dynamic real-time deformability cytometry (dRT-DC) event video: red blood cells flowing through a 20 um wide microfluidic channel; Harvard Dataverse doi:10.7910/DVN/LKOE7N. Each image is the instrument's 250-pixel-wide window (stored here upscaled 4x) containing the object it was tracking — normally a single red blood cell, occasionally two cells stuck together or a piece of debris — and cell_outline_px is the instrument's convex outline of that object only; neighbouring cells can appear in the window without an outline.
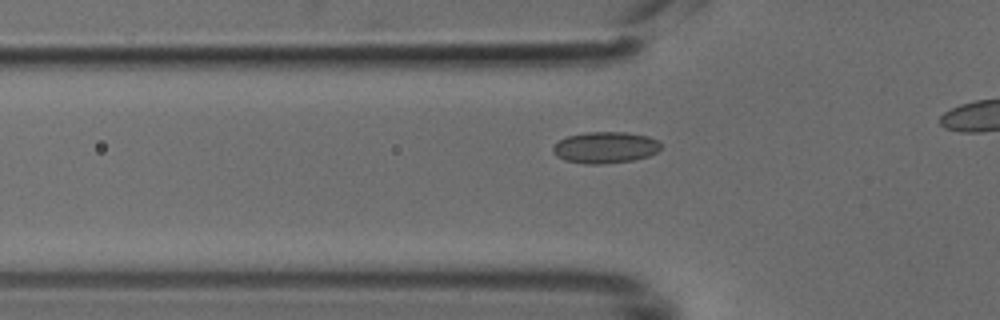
{"species": "common noctule bat (a hibernating species)", "species_latin": "Nyctalus noctula", "temperature_condition": "cold", "stored_images_in_passage": 30, "camera_frame_rate_fps": 3000, "um_per_image_px": 0.085, "animal": {"sex": "male", "body_mass_g": 18.8}, "frame": {"image": 1, "passage_image": 6, "time_ms": 1.667, "image_size_px": [1000, 320], "cell_outline_px": [[660, 148], [656, 152], [648, 156], [632, 160], [600, 164], [584, 164], [564, 160], [556, 156], [552, 152], [552, 148], [560, 140], [568, 136], [588, 132], [624, 132], [648, 136], [656, 140], [660, 144]], "centroid_in_image_um": [51.41, 12.54], "position_along_channel_um": 74.4, "area_um2": 19.59}}
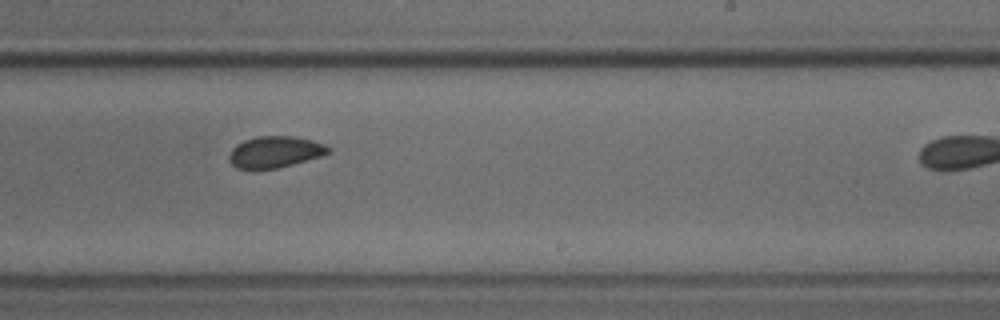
{"frame": {"image": 2, "passage_image": 20, "time_ms": 6.333, "image_size_px": [1000, 320], "cell_outline_px": [[332, 152], [320, 156], [292, 164], [276, 168], [256, 172], [252, 172], [236, 168], [228, 160], [228, 156], [232, 148], [236, 144], [244, 140], [256, 136], [292, 136], [312, 140], [324, 144], [332, 148]], "centroid_in_image_um": [23.31, 12.95], "position_along_channel_um": 265.7, "area_um2": 18.73}}
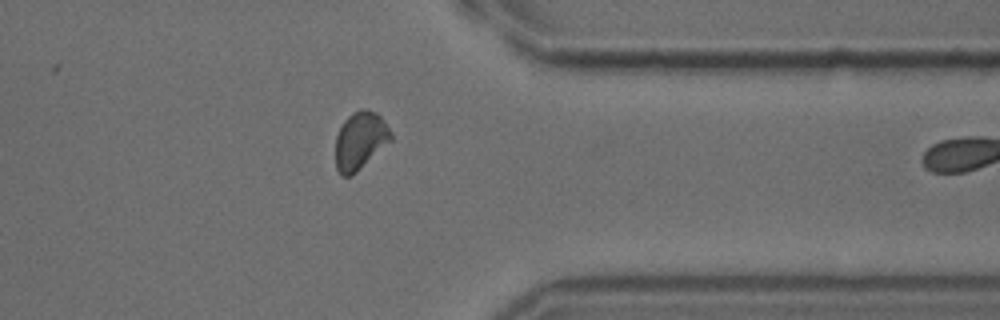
{"frame": {"image": 3, "passage_image": 29, "time_ms": 9.333, "image_size_px": [1000, 320], "cell_outline_px": [[392, 140], [352, 176], [340, 176], [336, 168], [336, 136], [344, 120], [352, 112], [360, 108], [364, 108], [376, 112], [384, 120], [392, 136]], "centroid_in_image_um": [30.61, 11.95], "position_along_channel_um": 380.8, "area_um2": 18.67}}